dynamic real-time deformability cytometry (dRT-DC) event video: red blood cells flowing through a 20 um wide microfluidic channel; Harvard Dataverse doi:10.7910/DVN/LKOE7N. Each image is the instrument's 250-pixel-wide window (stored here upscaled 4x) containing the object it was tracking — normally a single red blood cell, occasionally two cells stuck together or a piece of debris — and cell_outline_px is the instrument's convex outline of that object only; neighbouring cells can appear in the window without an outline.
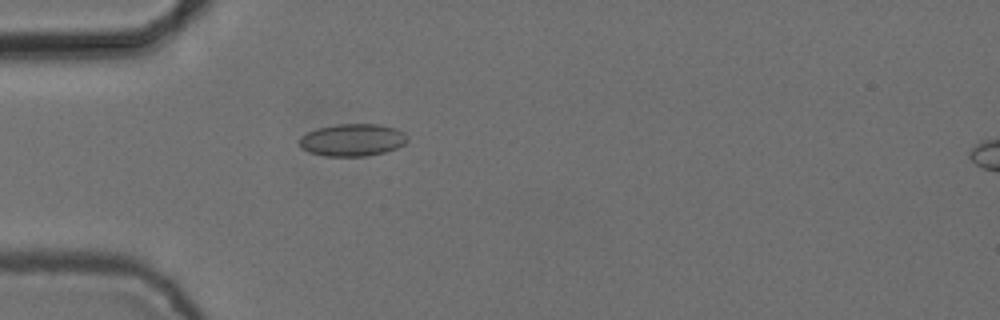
{"species": "common noctule bat (a hibernating species)", "species_latin": "Nyctalus noctula", "temperature_condition": "cold", "stored_images_in_passage": 5, "camera_frame_rate_fps": 3000, "um_per_image_px": 0.085, "animal": {"sex": "female", "body_mass_g": 24.6, "forearm_length_mm": 56.2}, "frame": {"image": 1, "passage_image": 5, "time_ms": 1.333, "image_size_px": [1000, 320], "cell_outline_px": [[408, 140], [404, 144], [396, 148], [384, 152], [368, 156], [324, 156], [308, 152], [300, 148], [300, 136], [316, 128], [336, 124], [380, 124], [396, 128], [404, 132], [408, 136]], "centroid_in_image_um": [29.96, 11.89], "position_along_channel_um": 55.0, "area_um2": 20.58}}